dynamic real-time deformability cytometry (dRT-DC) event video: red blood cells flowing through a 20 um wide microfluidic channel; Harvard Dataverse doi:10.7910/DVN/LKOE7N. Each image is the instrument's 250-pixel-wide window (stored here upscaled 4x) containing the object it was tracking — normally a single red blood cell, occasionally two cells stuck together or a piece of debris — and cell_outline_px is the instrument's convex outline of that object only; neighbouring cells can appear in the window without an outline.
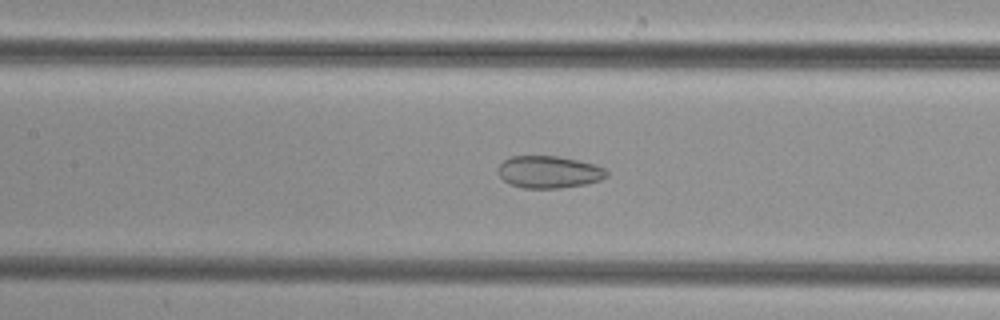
{"species": "common noctule bat (a hibernating species)", "species_latin": "Nyctalus noctula", "temperature_condition": "cold", "stored_images_in_passage": 42, "camera_frame_rate_fps": 3000, "um_per_image_px": 0.085, "animal": {"sex": "female", "body_mass_g": 29.2, "forearm_length_mm": 56.3}, "frame": {"image": 1, "passage_image": 15, "time_ms": 4.667, "image_size_px": [1000, 320], "cell_outline_px": [[608, 176], [600, 180], [584, 184], [560, 188], [524, 188], [508, 184], [500, 176], [496, 168], [504, 160], [512, 156], [560, 156], [596, 164], [604, 168], [608, 172]], "centroid_in_image_um": [46.66, 14.61], "position_along_channel_um": 160.7, "area_um2": 20.52}}
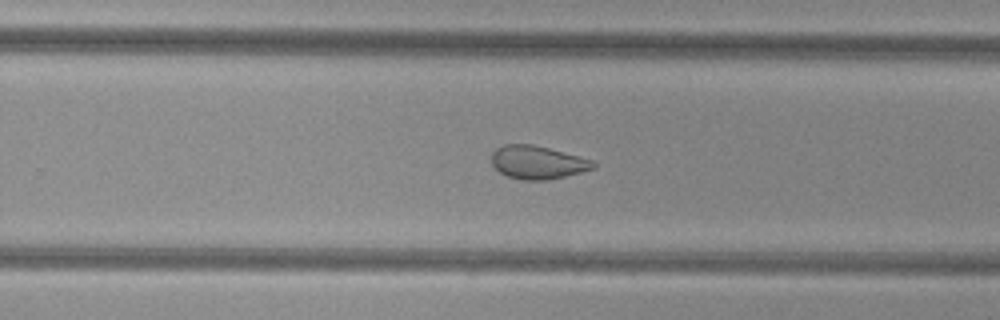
{"frame": {"image": 2, "passage_image": 24, "time_ms": 7.667, "image_size_px": [1000, 320], "cell_outline_px": [[596, 168], [548, 180], [524, 180], [508, 176], [500, 172], [492, 164], [492, 152], [496, 148], [504, 144], [532, 144], [548, 148], [592, 160], [596, 164]], "centroid_in_image_um": [45.68, 13.8], "position_along_channel_um": 284.1, "area_um2": 19.48}}
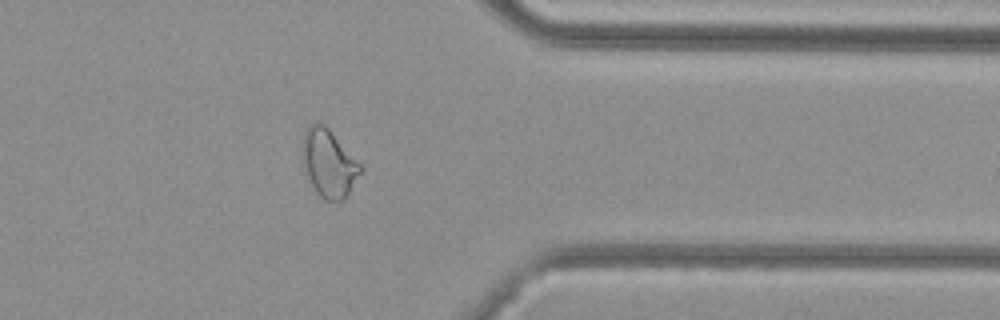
{"frame": {"image": 3, "passage_image": 32, "time_ms": 10.333, "image_size_px": [1000, 320], "cell_outline_px": [[364, 168], [344, 200], [324, 200], [316, 192], [304, 176], [300, 156], [300, 152], [304, 132], [316, 120], [324, 124], [328, 128]], "centroid_in_image_um": [27.88, 13.88], "position_along_channel_um": 383.5, "area_um2": 23.35}}